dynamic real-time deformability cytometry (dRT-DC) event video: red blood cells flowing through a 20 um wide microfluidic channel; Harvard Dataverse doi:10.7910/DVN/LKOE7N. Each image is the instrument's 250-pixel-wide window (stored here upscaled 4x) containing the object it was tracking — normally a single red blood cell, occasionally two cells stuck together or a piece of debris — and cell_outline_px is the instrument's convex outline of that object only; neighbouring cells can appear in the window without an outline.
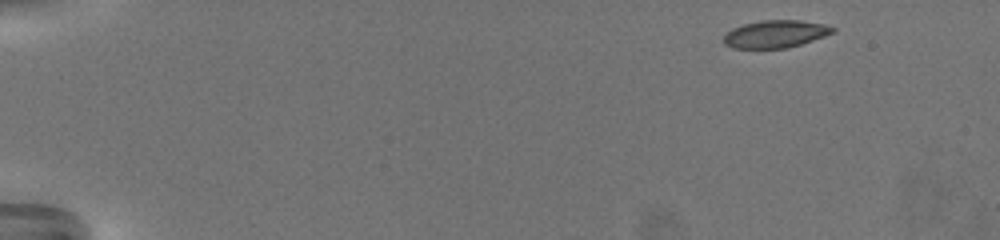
{"species": "common noctule bat (a hibernating species)", "species_latin": "Nyctalus noctula", "temperature_condition": "warm", "stored_images_in_passage": 60, "camera_frame_rate_fps": 3000, "um_per_image_px": 0.085, "animal": {"sex": "female", "body_mass_g": 19.5, "forearm_length_mm": 54.1}, "frame": {"image": 1, "passage_image": 1, "time_ms": 0.0, "image_size_px": [1000, 240], "cell_outline_px": [[836, 32], [788, 48], [732, 48], [724, 44], [724, 36], [732, 28], [744, 24], [760, 20], [800, 20], [824, 24], [836, 28]], "centroid_in_image_um": [65.92, 2.88], "position_along_channel_um": 19.1, "area_um2": 17.46}}
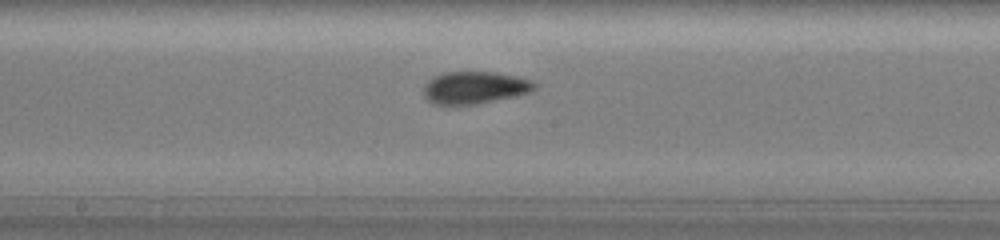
{"frame": {"image": 2, "passage_image": 32, "time_ms": 10.333, "image_size_px": [1000, 240], "cell_outline_px": [[536, 88], [528, 92], [476, 104], [432, 104], [424, 96], [424, 84], [428, 80], [444, 72], [492, 72], [516, 76], [532, 80], [536, 84]], "centroid_in_image_um": [40.31, 7.43], "position_along_channel_um": 207.9, "area_um2": 20.52}}
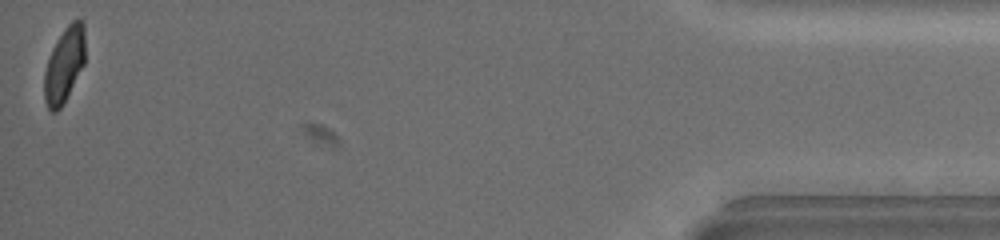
{"frame": {"image": 3, "passage_image": 60, "time_ms": 19.667, "image_size_px": [1000, 240], "cell_outline_px": [[84, 64], [60, 108], [56, 112], [52, 112], [48, 108], [44, 100], [44, 72], [52, 48], [64, 28], [72, 20], [80, 20], [84, 24]], "centroid_in_image_um": [5.45, 5.5], "position_along_channel_um": 429.8, "area_um2": 17.57}, "authors_computed_cell_mechanics": {"area_um2": 19.0451, "velocity_mm_per_s": 3.2344, "shape_relaxation_time_tau1_ms": 6.5586, "shape_relaxation_time_tau2_ms": 1.5339, "deformation_change_tau1": 0.1734, "deformation_change_tau2": 0.0562}}